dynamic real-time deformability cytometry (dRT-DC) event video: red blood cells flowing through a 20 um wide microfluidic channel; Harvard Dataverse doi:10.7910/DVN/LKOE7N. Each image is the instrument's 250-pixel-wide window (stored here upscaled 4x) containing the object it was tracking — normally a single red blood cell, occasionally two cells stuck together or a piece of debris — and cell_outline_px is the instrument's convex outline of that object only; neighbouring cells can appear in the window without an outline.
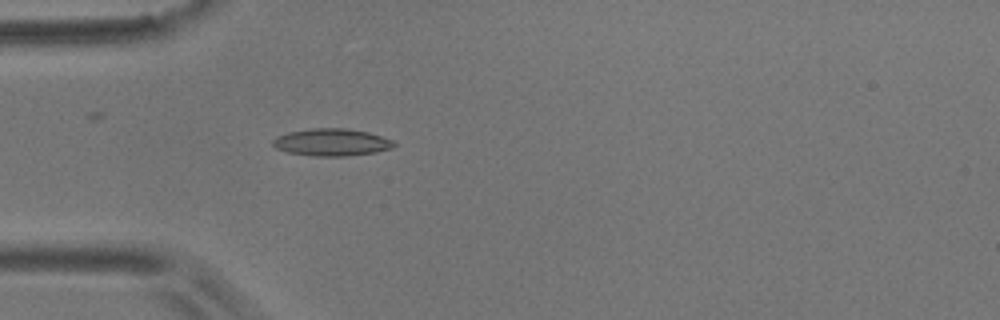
{"species": "common noctule bat (a hibernating species)", "species_latin": "Nyctalus noctula", "temperature_condition": "room temperature", "stored_images_in_passage": 5, "camera_frame_rate_fps": 3000, "um_per_image_px": 0.085, "animal": {"sex": "male", "body_mass_g": 17.9}, "frame": {"image": 1, "passage_image": 5, "time_ms": 1.333, "image_size_px": [1000, 320], "cell_outline_px": [[396, 144], [392, 148], [376, 152], [344, 156], [312, 156], [288, 152], [276, 148], [272, 144], [272, 140], [276, 136], [288, 132], [312, 128], [348, 128], [368, 132], [392, 140]], "centroid_in_image_um": [28.17, 12.09], "position_along_channel_um": 56.8, "area_um2": 19.25}}